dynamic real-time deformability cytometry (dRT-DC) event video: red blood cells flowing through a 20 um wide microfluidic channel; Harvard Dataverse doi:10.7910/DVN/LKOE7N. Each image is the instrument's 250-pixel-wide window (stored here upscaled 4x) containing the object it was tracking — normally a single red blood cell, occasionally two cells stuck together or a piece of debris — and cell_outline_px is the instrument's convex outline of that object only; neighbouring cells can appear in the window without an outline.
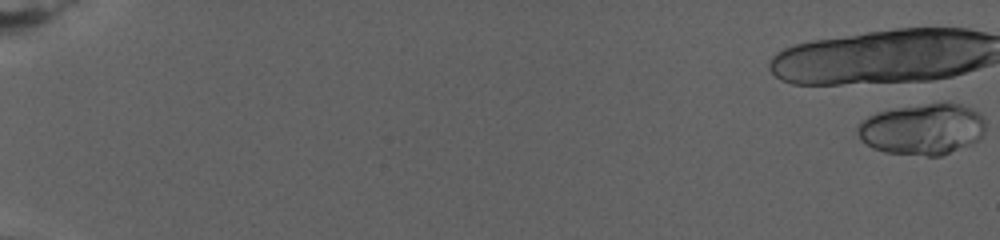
{"species": "human", "species_latin": "Homo sapiens", "temperature_condition": "warm", "stored_images_in_passage": 19, "camera_frame_rate_fps": 3000, "um_per_image_px": 0.085, "donor": {"sex": "female"}, "frame": {"image": 1, "passage_image": 1, "time_ms": 0.0, "image_size_px": [1000, 240], "cell_outline_px": [[984, 132], [972, 144], [940, 156], [928, 156], [884, 152], [872, 148], [860, 140], [856, 132], [856, 128], [868, 116], [876, 112], [896, 108], [944, 100], [948, 100], [972, 108], [980, 112], [984, 120]], "centroid_in_image_um": [78.42, 10.95], "position_along_channel_um": 6.6, "area_um2": 38.78}}